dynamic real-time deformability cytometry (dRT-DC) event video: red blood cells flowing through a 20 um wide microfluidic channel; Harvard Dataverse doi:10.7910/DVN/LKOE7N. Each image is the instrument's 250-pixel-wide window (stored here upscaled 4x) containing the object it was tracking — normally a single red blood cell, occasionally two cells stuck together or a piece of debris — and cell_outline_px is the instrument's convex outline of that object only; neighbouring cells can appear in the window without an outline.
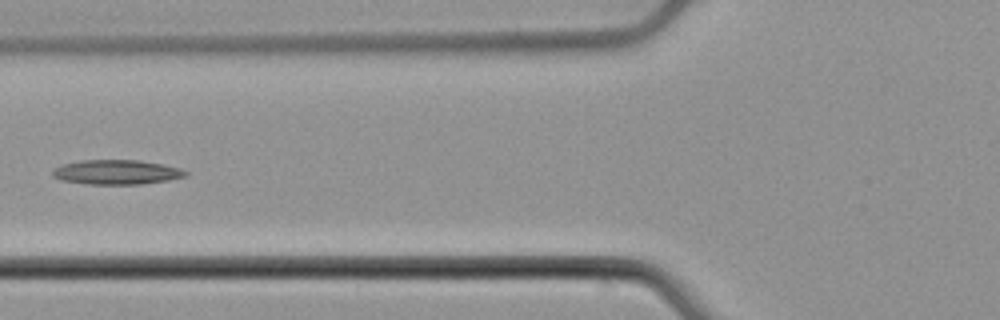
{"species": "common noctule bat (a hibernating species)", "species_latin": "Nyctalus noctula", "temperature_condition": "cold", "stored_images_in_passage": 6, "camera_frame_rate_fps": 3000, "um_per_image_px": 0.085, "animal": {"sex": "male", "body_mass_g": 21.5, "forearm_length_mm": 52.0}, "frame": {"image": 1, "passage_image": 5, "time_ms": 1.333, "image_size_px": [1000, 320], "cell_outline_px": [[188, 176], [168, 180], [140, 184], [88, 184], [60, 180], [52, 176], [52, 172], [56, 168], [64, 164], [80, 160], [140, 160], [164, 164], [180, 168], [188, 172]], "centroid_in_image_um": [9.94, 14.63], "position_along_channel_um": 115.9, "area_um2": 19.07}}
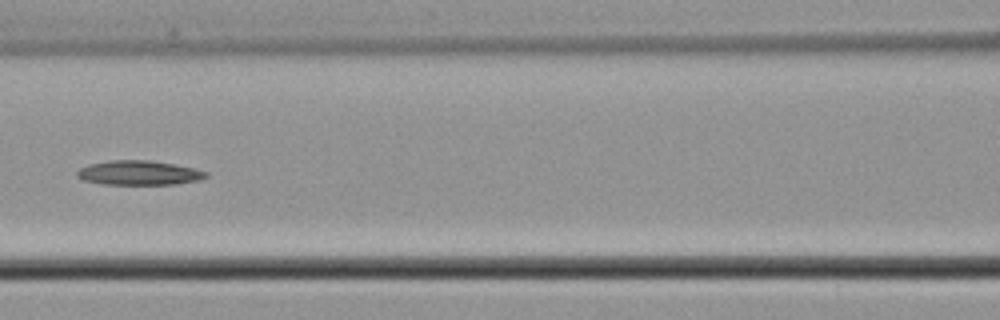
{"frame": {"image": 2, "passage_image": 6, "time_ms": 1.667, "image_size_px": [1000, 320], "cell_outline_px": [[208, 176], [200, 180], [176, 184], [104, 184], [84, 180], [76, 176], [76, 172], [80, 168], [88, 164], [112, 160], [148, 160], [172, 164], [192, 168], [208, 172]], "centroid_in_image_um": [11.8, 14.69], "position_along_channel_um": 154.8, "area_um2": 18.21}}